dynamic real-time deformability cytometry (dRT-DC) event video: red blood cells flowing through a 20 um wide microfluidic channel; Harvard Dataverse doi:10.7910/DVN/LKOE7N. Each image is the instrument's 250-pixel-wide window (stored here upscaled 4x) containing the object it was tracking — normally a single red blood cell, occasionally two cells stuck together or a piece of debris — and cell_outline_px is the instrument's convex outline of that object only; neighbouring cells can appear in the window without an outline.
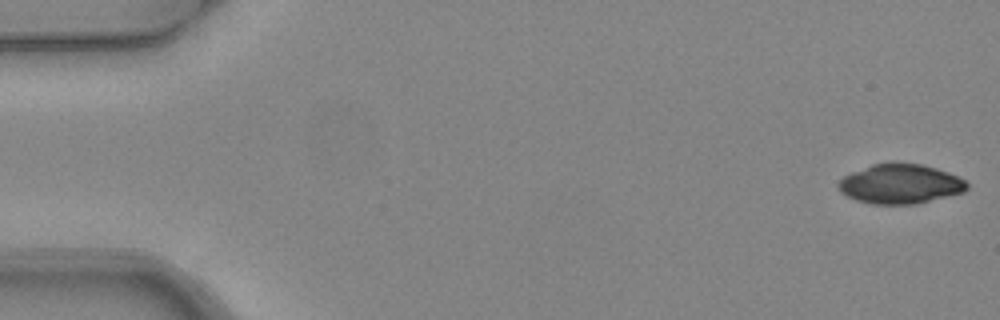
{"species": "common noctule bat (a hibernating species)", "species_latin": "Nyctalus noctula", "temperature_condition": "warm", "stored_images_in_passage": 5, "camera_frame_rate_fps": 3000, "um_per_image_px": 0.085, "animal": {"sex": "female", "body_mass_g": 24.6, "forearm_length_mm": 56.2}, "frame": {"image": 1, "passage_image": 1, "time_ms": 0.0, "image_size_px": [1000, 320], "cell_outline_px": [[968, 188], [964, 192], [916, 204], [872, 204], [856, 200], [840, 192], [836, 184], [844, 176], [852, 172], [872, 164], [888, 160], [896, 160], [920, 164], [936, 168], [948, 172], [964, 180], [968, 184]], "centroid_in_image_um": [76.5, 15.6], "position_along_channel_um": 8.5, "area_um2": 30.11}}
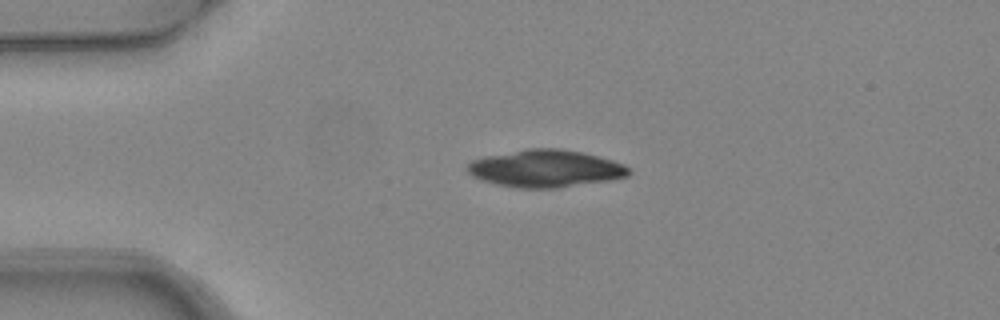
{"frame": {"image": 2, "passage_image": 4, "time_ms": 1.0, "image_size_px": [1000, 320], "cell_outline_px": [[632, 172], [628, 176], [612, 180], [556, 188], [516, 188], [496, 184], [480, 180], [472, 176], [464, 168], [472, 160], [488, 156], [528, 148], [560, 148], [580, 152], [612, 160], [624, 164]], "centroid_in_image_um": [46.36, 14.33], "position_along_channel_um": 38.6, "area_um2": 35.14}}